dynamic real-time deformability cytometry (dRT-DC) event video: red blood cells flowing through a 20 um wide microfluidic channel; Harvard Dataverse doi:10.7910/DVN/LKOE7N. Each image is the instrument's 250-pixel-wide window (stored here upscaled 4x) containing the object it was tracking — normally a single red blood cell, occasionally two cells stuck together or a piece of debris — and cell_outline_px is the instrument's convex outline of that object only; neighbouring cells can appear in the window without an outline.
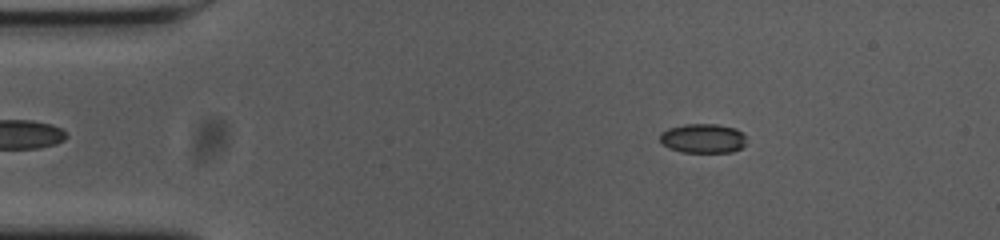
{"species": "common noctule bat (a hibernating species)", "species_latin": "Nyctalus noctula", "temperature_condition": "cold", "stored_images_in_passage": 46, "camera_frame_rate_fps": 3000, "um_per_image_px": 0.085, "animal": {"sex": "female", "body_mass_g": 23.0, "forearm_length_mm": 53.4}, "frame": {"image": 1, "passage_image": 8, "time_ms": 2.333, "image_size_px": [1000, 240], "cell_outline_px": [[744, 144], [740, 148], [732, 152], [684, 152], [672, 148], [664, 144], [660, 140], [660, 132], [668, 128], [684, 124], [720, 124], [736, 128], [744, 132]], "centroid_in_image_um": [59.77, 11.74], "position_along_channel_um": 25.2, "area_um2": 14.74}}
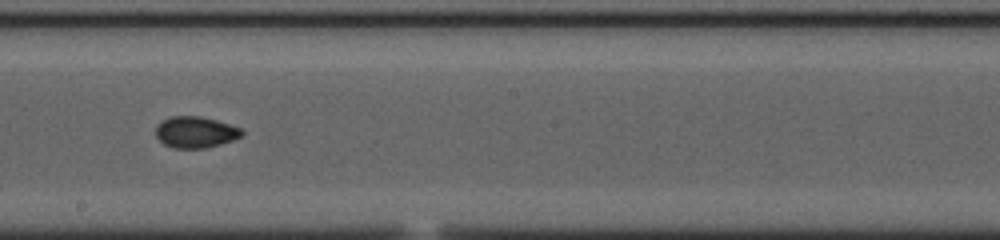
{"frame": {"image": 2, "passage_image": 30, "time_ms": 9.667, "image_size_px": [1000, 240], "cell_outline_px": [[244, 132], [240, 136], [232, 140], [220, 144], [204, 148], [176, 148], [164, 144], [156, 136], [156, 128], [168, 116], [200, 116], [216, 120], [240, 128]], "centroid_in_image_um": [16.61, 11.23], "position_along_channel_um": 231.6, "area_um2": 15.43}}
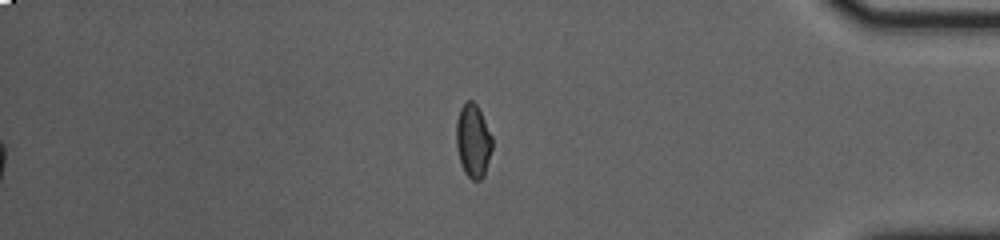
{"frame": {"image": 3, "passage_image": 46, "time_ms": 15.0, "image_size_px": [1000, 240], "cell_outline_px": [[492, 148], [484, 176], [480, 180], [472, 180], [464, 172], [456, 148], [456, 120], [460, 108], [468, 100], [472, 100], [476, 104], [492, 136]], "centroid_in_image_um": [40.2, 11.98], "position_along_channel_um": 395.0, "area_um2": 15.32}, "authors_computed_cell_mechanics": {"area_um2": 15.4326, "velocity_mm_per_s": 3.6876, "shape_relaxation_time_tau1_ms": 4.391, "shape_relaxation_time_tau2_ms": 3.36, "deformation_change_tau1": 0.0954, "deformation_change_tau2": 0.0587}}